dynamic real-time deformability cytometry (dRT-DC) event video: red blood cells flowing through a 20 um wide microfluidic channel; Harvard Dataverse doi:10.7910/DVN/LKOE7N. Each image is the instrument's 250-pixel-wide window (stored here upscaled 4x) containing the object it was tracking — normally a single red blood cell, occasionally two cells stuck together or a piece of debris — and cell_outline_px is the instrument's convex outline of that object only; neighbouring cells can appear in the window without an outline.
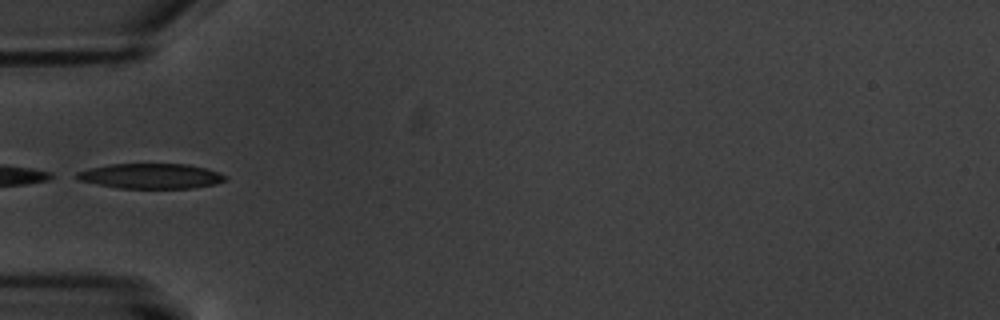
{"species": "common noctule bat (a hibernating species)", "species_latin": "Nyctalus noctula", "temperature_condition": "warm", "stored_images_in_passage": 5, "camera_frame_rate_fps": 3000, "um_per_image_px": 0.085, "animal": {"sex": "male", "body_mass_g": 20.1, "forearm_length_mm": 53.5}, "frame": {"image": 1, "passage_image": 5, "time_ms": 4.667, "image_size_px": [1000, 320], "cell_outline_px": [[228, 176], [224, 180], [216, 184], [192, 188], [120, 188], [80, 180], [76, 176], [76, 172], [88, 168], [108, 164], [188, 164], [208, 168], [220, 172]], "centroid_in_image_um": [12.88, 14.95], "position_along_channel_um": 72.1, "area_um2": 21.73}}